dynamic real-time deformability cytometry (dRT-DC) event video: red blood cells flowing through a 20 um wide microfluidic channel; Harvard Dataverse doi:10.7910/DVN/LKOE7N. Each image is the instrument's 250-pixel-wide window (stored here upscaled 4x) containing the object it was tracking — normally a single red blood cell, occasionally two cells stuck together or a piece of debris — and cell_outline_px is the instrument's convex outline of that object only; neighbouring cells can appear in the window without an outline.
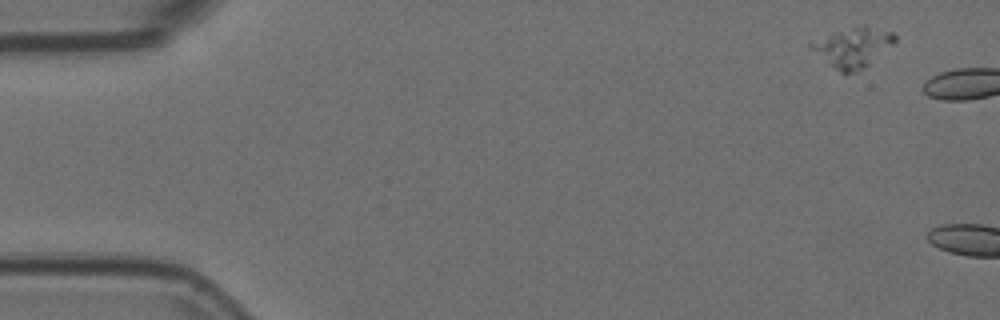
{"species": "Egyptian fruit bat (a non-hibernating species)", "species_latin": "Rousettus aegyptiacus", "temperature_condition": "room temperature", "stored_images_in_passage": 2, "camera_frame_rate_fps": 3000, "um_per_image_px": 0.085, "animal": {"sex": "female"}, "frame": {"image": 1, "passage_image": 1, "time_ms": 0.0, "image_size_px": [1000, 320], "cell_outline_px": [[896, 40], [892, 44], [868, 64], [852, 72], [840, 72], [828, 64], [808, 44], [836, 32], [864, 24], [892, 32], [896, 36]], "centroid_in_image_um": [72.53, 3.99], "position_along_channel_um": 12.5, "area_um2": 18.38}}